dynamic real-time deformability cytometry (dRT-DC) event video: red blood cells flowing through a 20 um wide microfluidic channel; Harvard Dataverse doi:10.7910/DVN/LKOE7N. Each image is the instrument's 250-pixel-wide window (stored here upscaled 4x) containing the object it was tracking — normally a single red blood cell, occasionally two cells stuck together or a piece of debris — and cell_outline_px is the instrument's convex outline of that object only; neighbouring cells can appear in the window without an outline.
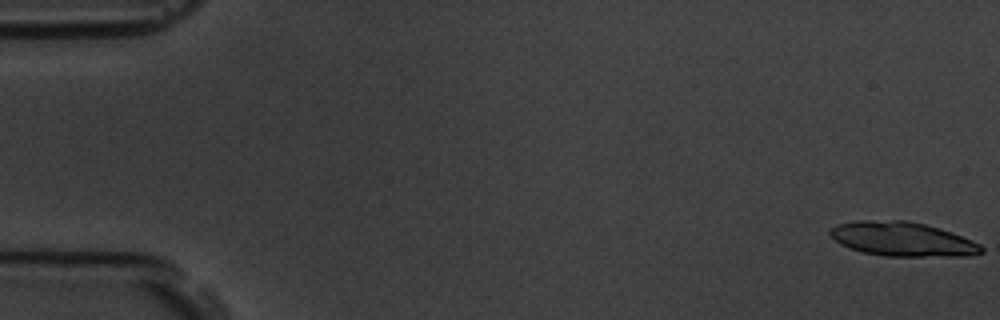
{"species": "common noctule bat (a hibernating species)", "species_latin": "Nyctalus noctula", "temperature_condition": "room temperature", "stored_images_in_passage": 5, "camera_frame_rate_fps": 3000, "um_per_image_px": 0.085, "animal": {"sex": "male", "body_mass_g": 19.5, "forearm_length_mm": 54.6}, "frame": {"image": 1, "passage_image": 1, "time_ms": 0.0, "image_size_px": [1000, 320], "cell_outline_px": [[984, 252], [968, 256], [884, 256], [864, 252], [848, 248], [840, 244], [828, 232], [836, 224], [856, 220], [908, 220], [940, 228], [952, 232], [972, 240], [980, 244], [984, 248]], "centroid_in_image_um": [76.72, 20.32], "position_along_channel_um": 8.3, "area_um2": 30.35}}